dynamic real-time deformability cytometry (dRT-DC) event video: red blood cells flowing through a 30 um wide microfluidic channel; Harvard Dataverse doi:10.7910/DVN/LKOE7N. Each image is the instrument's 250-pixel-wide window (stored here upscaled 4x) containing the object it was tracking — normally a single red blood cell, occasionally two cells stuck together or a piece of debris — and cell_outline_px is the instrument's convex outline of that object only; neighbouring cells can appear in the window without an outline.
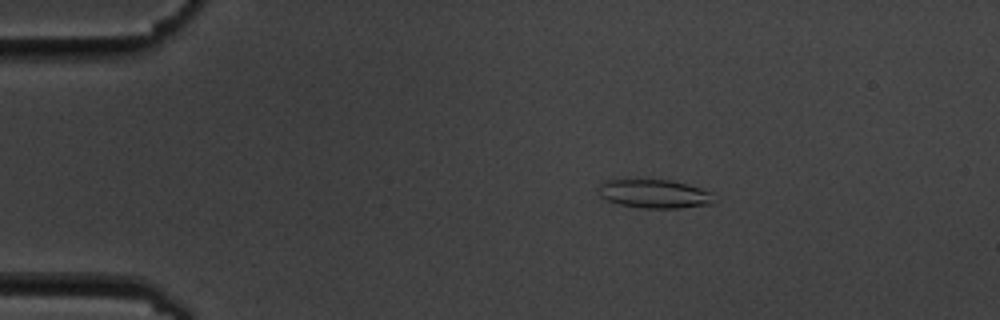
{"species": "common noctule bat (a hibernating species)", "species_latin": "Nyctalus noctula", "temperature_condition": "cold", "stored_images_in_passage": 6, "camera_frame_rate_fps": 3000, "um_per_image_px": 0.085, "animal": {"sex": "male", "body_mass_g": 19.5, "forearm_length_mm": 54.6}, "frame": {"image": 1, "passage_image": 3, "time_ms": 2.333, "image_size_px": [1000, 320], "cell_outline_px": [[716, 200], [712, 204], [680, 208], [640, 208], [620, 204], [608, 200], [600, 196], [596, 188], [600, 180], [612, 176], [672, 180], [700, 188], [708, 192]], "centroid_in_image_um": [55.45, 16.41], "position_along_channel_um": 29.5, "area_um2": 20.4}}
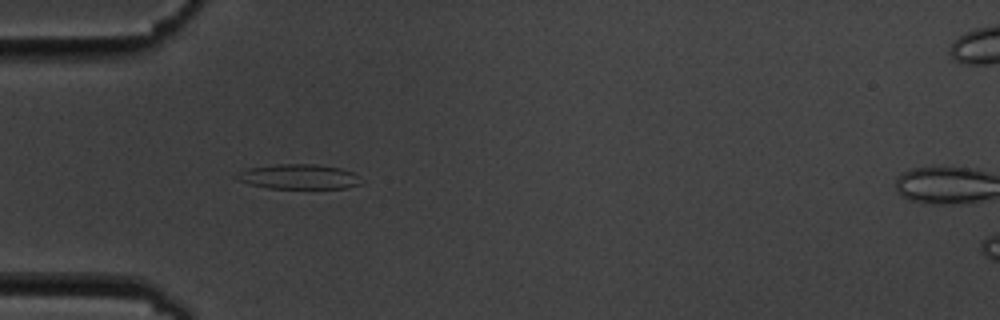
{"frame": {"image": 2, "passage_image": 5, "time_ms": 4.667, "image_size_px": [1000, 320], "cell_outline_px": [[364, 180], [360, 184], [344, 188], [268, 188], [252, 184], [240, 180], [232, 176], [248, 168], [276, 164], [316, 164], [340, 168], [352, 172]], "centroid_in_image_um": [25.42, 15.01], "position_along_channel_um": 59.6, "area_um2": 17.92}}